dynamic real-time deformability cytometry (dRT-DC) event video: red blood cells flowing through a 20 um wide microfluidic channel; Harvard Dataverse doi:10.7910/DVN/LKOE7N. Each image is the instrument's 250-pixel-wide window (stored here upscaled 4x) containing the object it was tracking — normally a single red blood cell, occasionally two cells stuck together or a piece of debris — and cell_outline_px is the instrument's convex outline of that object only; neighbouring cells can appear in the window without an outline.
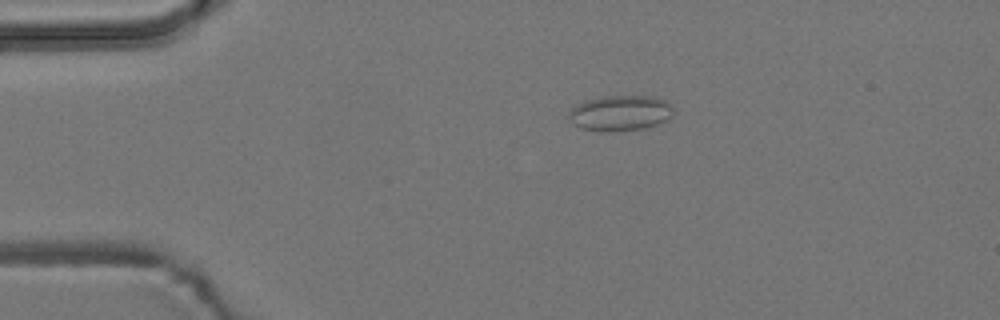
{"species": "common noctule bat (a hibernating species)", "species_latin": "Nyctalus noctula", "temperature_condition": "room temperature", "stored_images_in_passage": 3, "camera_frame_rate_fps": 3000, "um_per_image_px": 0.085, "animal": {"sex": "male", "body_mass_g": 19.2, "forearm_length_mm": 51.8}, "frame": {"image": 1, "passage_image": 1, "time_ms": 0.0, "image_size_px": [1000, 320], "cell_outline_px": [[676, 112], [668, 120], [644, 128], [580, 128], [568, 116], [568, 112], [572, 108], [588, 100], [604, 96], [652, 96], [664, 100]], "centroid_in_image_um": [52.8, 9.55], "position_along_channel_um": 32.2, "area_um2": 20.46}}